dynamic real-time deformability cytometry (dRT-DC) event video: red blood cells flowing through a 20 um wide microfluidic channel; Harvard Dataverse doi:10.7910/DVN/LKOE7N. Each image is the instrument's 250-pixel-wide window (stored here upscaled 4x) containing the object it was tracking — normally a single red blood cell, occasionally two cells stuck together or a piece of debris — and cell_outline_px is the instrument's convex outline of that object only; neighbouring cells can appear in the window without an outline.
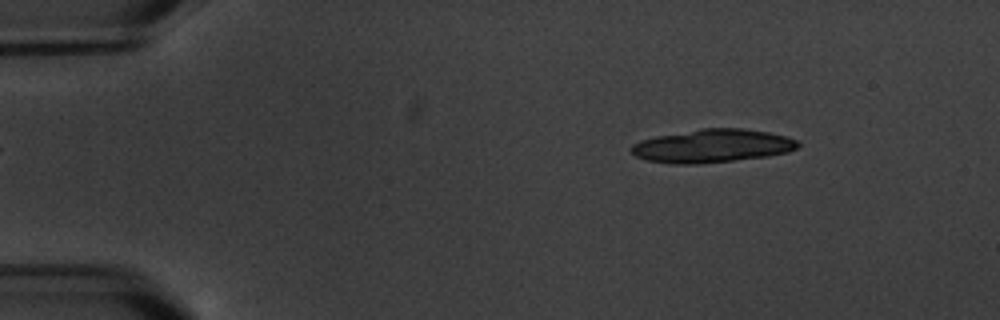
{"species": "common noctule bat (a hibernating species)", "species_latin": "Nyctalus noctula", "temperature_condition": "warm", "stored_images_in_passage": 8, "camera_frame_rate_fps": 3000, "um_per_image_px": 0.085, "animal": {"sex": "male", "body_mass_g": 20.1, "forearm_length_mm": 53.5}, "frame": {"image": 1, "passage_image": 2, "time_ms": 1.333, "image_size_px": [1000, 320], "cell_outline_px": [[800, 144], [796, 148], [788, 152], [768, 156], [700, 164], [676, 164], [648, 160], [636, 156], [628, 148], [632, 144], [640, 140], [656, 136], [700, 128], [744, 128], [768, 132], [784, 136], [796, 140]], "centroid_in_image_um": [60.52, 12.4], "position_along_channel_um": 24.5, "area_um2": 32.31}}